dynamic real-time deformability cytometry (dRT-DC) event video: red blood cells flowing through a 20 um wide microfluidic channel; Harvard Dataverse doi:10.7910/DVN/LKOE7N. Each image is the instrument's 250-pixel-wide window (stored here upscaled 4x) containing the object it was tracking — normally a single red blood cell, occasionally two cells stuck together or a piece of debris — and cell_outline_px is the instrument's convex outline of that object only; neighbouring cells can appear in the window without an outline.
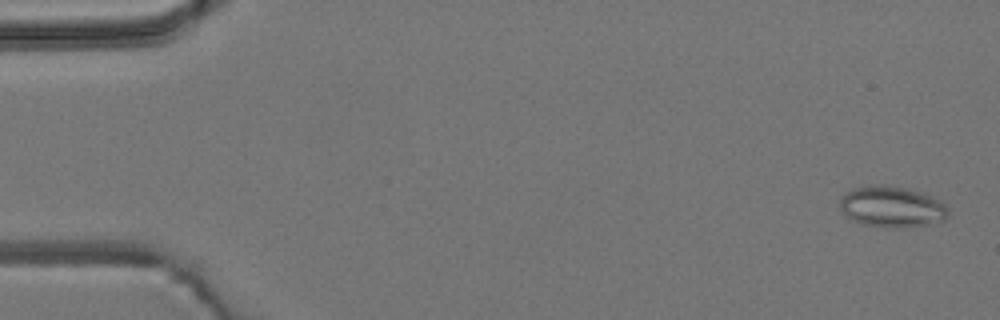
{"species": "common noctule bat (a hibernating species)", "species_latin": "Nyctalus noctula", "temperature_condition": "room temperature", "stored_images_in_passage": 4, "camera_frame_rate_fps": 3000, "um_per_image_px": 0.085, "animal": {"sex": "male", "body_mass_g": 19.2, "forearm_length_mm": 51.8}, "frame": {"image": 1, "passage_image": 2, "time_ms": 0.333, "image_size_px": [1000, 320], "cell_outline_px": [[948, 216], [944, 220], [932, 224], [900, 228], [884, 228], [864, 224], [852, 220], [844, 216], [840, 208], [840, 196], [852, 188], [872, 184], [884, 184], [908, 188], [924, 192], [944, 200], [948, 208]], "centroid_in_image_um": [75.83, 17.56], "position_along_channel_um": 9.2, "area_um2": 26.88}}